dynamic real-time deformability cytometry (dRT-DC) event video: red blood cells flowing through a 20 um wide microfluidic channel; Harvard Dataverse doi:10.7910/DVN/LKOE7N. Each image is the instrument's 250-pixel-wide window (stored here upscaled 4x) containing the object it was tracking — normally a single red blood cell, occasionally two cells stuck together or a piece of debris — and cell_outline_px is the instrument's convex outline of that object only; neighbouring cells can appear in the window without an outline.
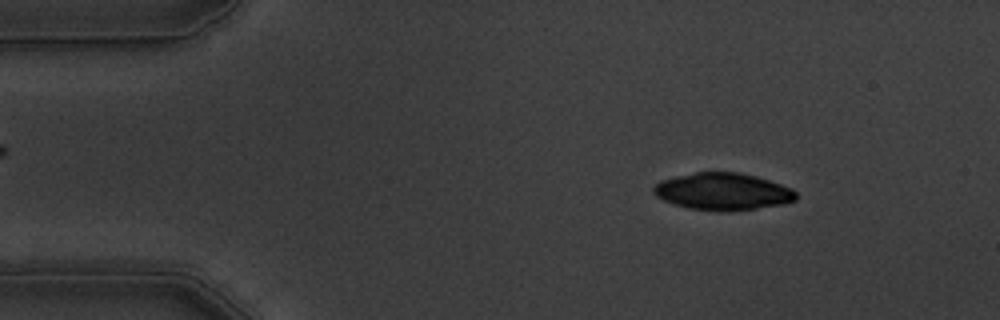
{"species": "common noctule bat (a hibernating species)", "species_latin": "Nyctalus noctula", "temperature_condition": "warm", "stored_images_in_passage": 55, "camera_frame_rate_fps": 3000, "um_per_image_px": 0.085, "animal": {"sex": "male", "body_mass_g": 19.5, "forearm_length_mm": 54.6}, "frame": {"image": 1, "passage_image": 7, "time_ms": 2.0, "image_size_px": [1000, 320], "cell_outline_px": [[796, 200], [784, 204], [728, 212], [688, 208], [664, 200], [656, 196], [652, 192], [652, 188], [660, 180], [676, 176], [696, 172], [740, 172], [756, 176], [792, 188], [796, 192]], "centroid_in_image_um": [61.44, 16.28], "position_along_channel_um": 23.6, "area_um2": 30.81}}
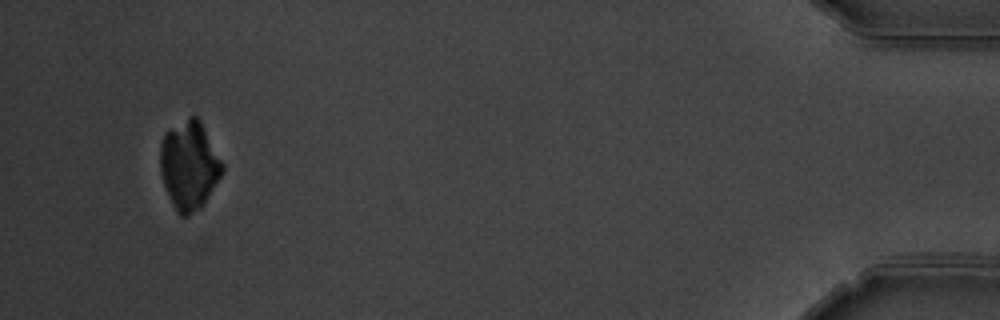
{"frame": {"image": 2, "passage_image": 52, "time_ms": 17.0, "image_size_px": [1000, 320], "cell_outline_px": [[224, 168], [220, 176], [200, 208], [188, 216], [180, 216], [176, 212], [172, 204], [164, 184], [160, 172], [160, 144], [164, 132], [168, 128], [192, 116], [196, 116], [200, 120], [224, 164]], "centroid_in_image_um": [16.05, 14.04], "position_along_channel_um": 419.1, "area_um2": 31.85}}